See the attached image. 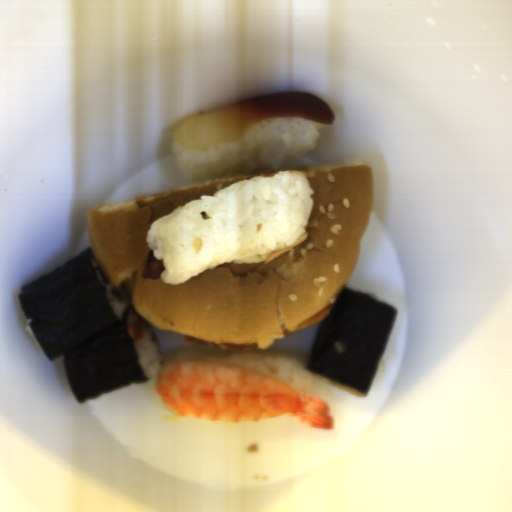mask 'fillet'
Masks as SVG:
<instances>
[{
	"instance_id": "25842a12",
	"label": "fillet",
	"mask_w": 512,
	"mask_h": 512,
	"mask_svg": "<svg viewBox=\"0 0 512 512\" xmlns=\"http://www.w3.org/2000/svg\"><path fill=\"white\" fill-rule=\"evenodd\" d=\"M273 116L301 117L328 126L335 120L331 108L319 96L285 90L187 116L169 133L188 152L210 150L240 140L258 122Z\"/></svg>"
},
{
	"instance_id": "e2c912f1",
	"label": "fillet",
	"mask_w": 512,
	"mask_h": 512,
	"mask_svg": "<svg viewBox=\"0 0 512 512\" xmlns=\"http://www.w3.org/2000/svg\"><path fill=\"white\" fill-rule=\"evenodd\" d=\"M165 266L163 260H152L146 264L145 268L141 272V279L155 280L161 279L160 274L164 271Z\"/></svg>"
},
{
	"instance_id": "e495c32b",
	"label": "fillet",
	"mask_w": 512,
	"mask_h": 512,
	"mask_svg": "<svg viewBox=\"0 0 512 512\" xmlns=\"http://www.w3.org/2000/svg\"><path fill=\"white\" fill-rule=\"evenodd\" d=\"M280 171H276V172H273V173H264V174H259V175H253L252 177H273V176H276ZM252 177L246 179V180H249L251 179Z\"/></svg>"
}]
</instances>
